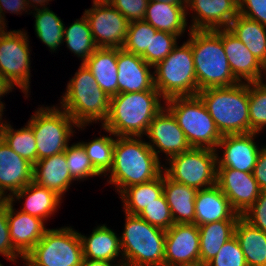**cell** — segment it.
<instances>
[{
  "mask_svg": "<svg viewBox=\"0 0 266 266\" xmlns=\"http://www.w3.org/2000/svg\"><path fill=\"white\" fill-rule=\"evenodd\" d=\"M163 168L160 159L141 137L117 136L107 181L121 193L131 185L154 180L163 173Z\"/></svg>",
  "mask_w": 266,
  "mask_h": 266,
  "instance_id": "6da1fadb",
  "label": "cell"
},
{
  "mask_svg": "<svg viewBox=\"0 0 266 266\" xmlns=\"http://www.w3.org/2000/svg\"><path fill=\"white\" fill-rule=\"evenodd\" d=\"M158 90L118 93L111 97L110 109L102 129L117 136L142 137L147 133L153 118L165 106H161Z\"/></svg>",
  "mask_w": 266,
  "mask_h": 266,
  "instance_id": "7a4b0ae2",
  "label": "cell"
},
{
  "mask_svg": "<svg viewBox=\"0 0 266 266\" xmlns=\"http://www.w3.org/2000/svg\"><path fill=\"white\" fill-rule=\"evenodd\" d=\"M197 94L207 88L230 87L240 83L233 75L222 44V29L189 30Z\"/></svg>",
  "mask_w": 266,
  "mask_h": 266,
  "instance_id": "3957f363",
  "label": "cell"
},
{
  "mask_svg": "<svg viewBox=\"0 0 266 266\" xmlns=\"http://www.w3.org/2000/svg\"><path fill=\"white\" fill-rule=\"evenodd\" d=\"M74 75L61 96L60 108L73 118L80 129L94 121L103 125L109 114L111 97L100 88L84 63Z\"/></svg>",
  "mask_w": 266,
  "mask_h": 266,
  "instance_id": "277c9868",
  "label": "cell"
},
{
  "mask_svg": "<svg viewBox=\"0 0 266 266\" xmlns=\"http://www.w3.org/2000/svg\"><path fill=\"white\" fill-rule=\"evenodd\" d=\"M197 95L222 136L250 133L249 83L207 88Z\"/></svg>",
  "mask_w": 266,
  "mask_h": 266,
  "instance_id": "5b68a950",
  "label": "cell"
},
{
  "mask_svg": "<svg viewBox=\"0 0 266 266\" xmlns=\"http://www.w3.org/2000/svg\"><path fill=\"white\" fill-rule=\"evenodd\" d=\"M120 238L124 266H164L166 231L152 226L138 215L125 213Z\"/></svg>",
  "mask_w": 266,
  "mask_h": 266,
  "instance_id": "8992f818",
  "label": "cell"
},
{
  "mask_svg": "<svg viewBox=\"0 0 266 266\" xmlns=\"http://www.w3.org/2000/svg\"><path fill=\"white\" fill-rule=\"evenodd\" d=\"M176 118L192 148H207L217 151L222 135L198 95L173 97L164 105Z\"/></svg>",
  "mask_w": 266,
  "mask_h": 266,
  "instance_id": "52a82bcc",
  "label": "cell"
},
{
  "mask_svg": "<svg viewBox=\"0 0 266 266\" xmlns=\"http://www.w3.org/2000/svg\"><path fill=\"white\" fill-rule=\"evenodd\" d=\"M154 87L163 101L197 95V77L191 45L186 41L154 67Z\"/></svg>",
  "mask_w": 266,
  "mask_h": 266,
  "instance_id": "ba28073f",
  "label": "cell"
},
{
  "mask_svg": "<svg viewBox=\"0 0 266 266\" xmlns=\"http://www.w3.org/2000/svg\"><path fill=\"white\" fill-rule=\"evenodd\" d=\"M82 260L80 233L71 227L47 229L23 259L26 266H80Z\"/></svg>",
  "mask_w": 266,
  "mask_h": 266,
  "instance_id": "9c48e42d",
  "label": "cell"
},
{
  "mask_svg": "<svg viewBox=\"0 0 266 266\" xmlns=\"http://www.w3.org/2000/svg\"><path fill=\"white\" fill-rule=\"evenodd\" d=\"M27 123L37 143V161L64 152L73 128L78 127L65 110L56 106L38 108Z\"/></svg>",
  "mask_w": 266,
  "mask_h": 266,
  "instance_id": "30bf717a",
  "label": "cell"
},
{
  "mask_svg": "<svg viewBox=\"0 0 266 266\" xmlns=\"http://www.w3.org/2000/svg\"><path fill=\"white\" fill-rule=\"evenodd\" d=\"M217 151L207 148H191L168 159L169 167L163 172L173 181L196 190L217 183Z\"/></svg>",
  "mask_w": 266,
  "mask_h": 266,
  "instance_id": "8fae6325",
  "label": "cell"
},
{
  "mask_svg": "<svg viewBox=\"0 0 266 266\" xmlns=\"http://www.w3.org/2000/svg\"><path fill=\"white\" fill-rule=\"evenodd\" d=\"M29 39L26 31L0 32V73L28 95L30 84Z\"/></svg>",
  "mask_w": 266,
  "mask_h": 266,
  "instance_id": "7c38bea8",
  "label": "cell"
},
{
  "mask_svg": "<svg viewBox=\"0 0 266 266\" xmlns=\"http://www.w3.org/2000/svg\"><path fill=\"white\" fill-rule=\"evenodd\" d=\"M93 40L97 47L122 48L128 32L129 21L107 0H93L85 9Z\"/></svg>",
  "mask_w": 266,
  "mask_h": 266,
  "instance_id": "4fadbf2b",
  "label": "cell"
},
{
  "mask_svg": "<svg viewBox=\"0 0 266 266\" xmlns=\"http://www.w3.org/2000/svg\"><path fill=\"white\" fill-rule=\"evenodd\" d=\"M145 135L150 139L151 142L147 143L158 158L160 151L165 153L168 160L192 148L176 118L166 107L153 118Z\"/></svg>",
  "mask_w": 266,
  "mask_h": 266,
  "instance_id": "5bb4252c",
  "label": "cell"
},
{
  "mask_svg": "<svg viewBox=\"0 0 266 266\" xmlns=\"http://www.w3.org/2000/svg\"><path fill=\"white\" fill-rule=\"evenodd\" d=\"M200 264L199 227L174 224L166 230L164 266Z\"/></svg>",
  "mask_w": 266,
  "mask_h": 266,
  "instance_id": "9a60e30c",
  "label": "cell"
},
{
  "mask_svg": "<svg viewBox=\"0 0 266 266\" xmlns=\"http://www.w3.org/2000/svg\"><path fill=\"white\" fill-rule=\"evenodd\" d=\"M232 208L243 215L256 201L261 189L253 173L232 168H217V183Z\"/></svg>",
  "mask_w": 266,
  "mask_h": 266,
  "instance_id": "2e32d148",
  "label": "cell"
},
{
  "mask_svg": "<svg viewBox=\"0 0 266 266\" xmlns=\"http://www.w3.org/2000/svg\"><path fill=\"white\" fill-rule=\"evenodd\" d=\"M259 133L223 135L217 148L223 147V156H217V168H232L252 173L261 148L254 137Z\"/></svg>",
  "mask_w": 266,
  "mask_h": 266,
  "instance_id": "e0dca14e",
  "label": "cell"
},
{
  "mask_svg": "<svg viewBox=\"0 0 266 266\" xmlns=\"http://www.w3.org/2000/svg\"><path fill=\"white\" fill-rule=\"evenodd\" d=\"M239 0H188L186 11L191 9L192 24L189 30H217L228 28L231 21L239 14ZM189 7V8H188Z\"/></svg>",
  "mask_w": 266,
  "mask_h": 266,
  "instance_id": "ac0fdd59",
  "label": "cell"
},
{
  "mask_svg": "<svg viewBox=\"0 0 266 266\" xmlns=\"http://www.w3.org/2000/svg\"><path fill=\"white\" fill-rule=\"evenodd\" d=\"M32 181L33 165L15 153L0 137V195L5 200L10 199Z\"/></svg>",
  "mask_w": 266,
  "mask_h": 266,
  "instance_id": "d6986e66",
  "label": "cell"
},
{
  "mask_svg": "<svg viewBox=\"0 0 266 266\" xmlns=\"http://www.w3.org/2000/svg\"><path fill=\"white\" fill-rule=\"evenodd\" d=\"M222 44L234 77L242 83L262 81L265 66L228 29H222Z\"/></svg>",
  "mask_w": 266,
  "mask_h": 266,
  "instance_id": "ffe728a7",
  "label": "cell"
},
{
  "mask_svg": "<svg viewBox=\"0 0 266 266\" xmlns=\"http://www.w3.org/2000/svg\"><path fill=\"white\" fill-rule=\"evenodd\" d=\"M118 93L142 92L157 90L154 87V74L140 55L118 48Z\"/></svg>",
  "mask_w": 266,
  "mask_h": 266,
  "instance_id": "44dd1931",
  "label": "cell"
},
{
  "mask_svg": "<svg viewBox=\"0 0 266 266\" xmlns=\"http://www.w3.org/2000/svg\"><path fill=\"white\" fill-rule=\"evenodd\" d=\"M14 202L7 199V218L14 249L24 258L44 236V221L21 211H14Z\"/></svg>",
  "mask_w": 266,
  "mask_h": 266,
  "instance_id": "7402d4cb",
  "label": "cell"
},
{
  "mask_svg": "<svg viewBox=\"0 0 266 266\" xmlns=\"http://www.w3.org/2000/svg\"><path fill=\"white\" fill-rule=\"evenodd\" d=\"M240 216L217 184L197 191L195 196L197 226L222 220H238Z\"/></svg>",
  "mask_w": 266,
  "mask_h": 266,
  "instance_id": "603a6c76",
  "label": "cell"
},
{
  "mask_svg": "<svg viewBox=\"0 0 266 266\" xmlns=\"http://www.w3.org/2000/svg\"><path fill=\"white\" fill-rule=\"evenodd\" d=\"M75 181L68 170L65 152L38 160L33 165V182L45 187L61 198Z\"/></svg>",
  "mask_w": 266,
  "mask_h": 266,
  "instance_id": "cb8c5ba5",
  "label": "cell"
},
{
  "mask_svg": "<svg viewBox=\"0 0 266 266\" xmlns=\"http://www.w3.org/2000/svg\"><path fill=\"white\" fill-rule=\"evenodd\" d=\"M198 190L170 179L163 172V194L174 224H195V196Z\"/></svg>",
  "mask_w": 266,
  "mask_h": 266,
  "instance_id": "d4e9b609",
  "label": "cell"
},
{
  "mask_svg": "<svg viewBox=\"0 0 266 266\" xmlns=\"http://www.w3.org/2000/svg\"><path fill=\"white\" fill-rule=\"evenodd\" d=\"M118 48L98 47L84 62L100 88L110 97L118 94Z\"/></svg>",
  "mask_w": 266,
  "mask_h": 266,
  "instance_id": "484cf974",
  "label": "cell"
},
{
  "mask_svg": "<svg viewBox=\"0 0 266 266\" xmlns=\"http://www.w3.org/2000/svg\"><path fill=\"white\" fill-rule=\"evenodd\" d=\"M186 5H174L167 2L149 1L144 21L158 31L182 36L186 30Z\"/></svg>",
  "mask_w": 266,
  "mask_h": 266,
  "instance_id": "4316f807",
  "label": "cell"
},
{
  "mask_svg": "<svg viewBox=\"0 0 266 266\" xmlns=\"http://www.w3.org/2000/svg\"><path fill=\"white\" fill-rule=\"evenodd\" d=\"M25 198L24 207L20 210L31 216L47 220L62 203L61 197L55 192L31 182L23 189L16 192L9 200Z\"/></svg>",
  "mask_w": 266,
  "mask_h": 266,
  "instance_id": "83f0119b",
  "label": "cell"
},
{
  "mask_svg": "<svg viewBox=\"0 0 266 266\" xmlns=\"http://www.w3.org/2000/svg\"><path fill=\"white\" fill-rule=\"evenodd\" d=\"M80 238L85 259L113 262L119 255L123 256L120 238L105 224L93 229L88 237L80 233Z\"/></svg>",
  "mask_w": 266,
  "mask_h": 266,
  "instance_id": "f1b7e54d",
  "label": "cell"
},
{
  "mask_svg": "<svg viewBox=\"0 0 266 266\" xmlns=\"http://www.w3.org/2000/svg\"><path fill=\"white\" fill-rule=\"evenodd\" d=\"M234 235L244 253L247 266H266V233L240 216Z\"/></svg>",
  "mask_w": 266,
  "mask_h": 266,
  "instance_id": "f546056e",
  "label": "cell"
},
{
  "mask_svg": "<svg viewBox=\"0 0 266 266\" xmlns=\"http://www.w3.org/2000/svg\"><path fill=\"white\" fill-rule=\"evenodd\" d=\"M238 220H222L199 227L200 265L216 256L222 245L234 236Z\"/></svg>",
  "mask_w": 266,
  "mask_h": 266,
  "instance_id": "4dcf8cb0",
  "label": "cell"
},
{
  "mask_svg": "<svg viewBox=\"0 0 266 266\" xmlns=\"http://www.w3.org/2000/svg\"><path fill=\"white\" fill-rule=\"evenodd\" d=\"M228 29L266 66V26L238 14Z\"/></svg>",
  "mask_w": 266,
  "mask_h": 266,
  "instance_id": "1f68e13d",
  "label": "cell"
},
{
  "mask_svg": "<svg viewBox=\"0 0 266 266\" xmlns=\"http://www.w3.org/2000/svg\"><path fill=\"white\" fill-rule=\"evenodd\" d=\"M163 194V173L152 181L131 185L121 193L125 213L139 215Z\"/></svg>",
  "mask_w": 266,
  "mask_h": 266,
  "instance_id": "d6a6232c",
  "label": "cell"
},
{
  "mask_svg": "<svg viewBox=\"0 0 266 266\" xmlns=\"http://www.w3.org/2000/svg\"><path fill=\"white\" fill-rule=\"evenodd\" d=\"M64 26L63 42L84 63L98 48L93 40L92 32L87 17L76 19L68 28Z\"/></svg>",
  "mask_w": 266,
  "mask_h": 266,
  "instance_id": "836d02e7",
  "label": "cell"
},
{
  "mask_svg": "<svg viewBox=\"0 0 266 266\" xmlns=\"http://www.w3.org/2000/svg\"><path fill=\"white\" fill-rule=\"evenodd\" d=\"M35 11L34 27L37 37L54 52L63 43L65 25L48 7L38 8Z\"/></svg>",
  "mask_w": 266,
  "mask_h": 266,
  "instance_id": "e575fe53",
  "label": "cell"
},
{
  "mask_svg": "<svg viewBox=\"0 0 266 266\" xmlns=\"http://www.w3.org/2000/svg\"><path fill=\"white\" fill-rule=\"evenodd\" d=\"M4 122L0 137L15 153L34 165L37 162V143L32 127L27 123L25 127L14 130Z\"/></svg>",
  "mask_w": 266,
  "mask_h": 266,
  "instance_id": "d590c367",
  "label": "cell"
},
{
  "mask_svg": "<svg viewBox=\"0 0 266 266\" xmlns=\"http://www.w3.org/2000/svg\"><path fill=\"white\" fill-rule=\"evenodd\" d=\"M156 32L157 30L144 20L129 22L122 49L140 55L150 65L151 35Z\"/></svg>",
  "mask_w": 266,
  "mask_h": 266,
  "instance_id": "8d00e7d4",
  "label": "cell"
},
{
  "mask_svg": "<svg viewBox=\"0 0 266 266\" xmlns=\"http://www.w3.org/2000/svg\"><path fill=\"white\" fill-rule=\"evenodd\" d=\"M115 140L116 138L114 139L107 135L97 137L90 142H79L83 146L93 167L101 175L107 176V172L112 168Z\"/></svg>",
  "mask_w": 266,
  "mask_h": 266,
  "instance_id": "74e56055",
  "label": "cell"
},
{
  "mask_svg": "<svg viewBox=\"0 0 266 266\" xmlns=\"http://www.w3.org/2000/svg\"><path fill=\"white\" fill-rule=\"evenodd\" d=\"M249 83L250 133H259L266 127V83Z\"/></svg>",
  "mask_w": 266,
  "mask_h": 266,
  "instance_id": "f35d334b",
  "label": "cell"
},
{
  "mask_svg": "<svg viewBox=\"0 0 266 266\" xmlns=\"http://www.w3.org/2000/svg\"><path fill=\"white\" fill-rule=\"evenodd\" d=\"M65 157L68 170L74 180H83L88 177L101 176V174L93 167L89 157L87 156L83 146L78 142L68 145Z\"/></svg>",
  "mask_w": 266,
  "mask_h": 266,
  "instance_id": "ab89813d",
  "label": "cell"
},
{
  "mask_svg": "<svg viewBox=\"0 0 266 266\" xmlns=\"http://www.w3.org/2000/svg\"><path fill=\"white\" fill-rule=\"evenodd\" d=\"M138 216L152 226L165 231L169 230L174 225L170 207L166 202L164 194L146 206Z\"/></svg>",
  "mask_w": 266,
  "mask_h": 266,
  "instance_id": "60d3db41",
  "label": "cell"
},
{
  "mask_svg": "<svg viewBox=\"0 0 266 266\" xmlns=\"http://www.w3.org/2000/svg\"><path fill=\"white\" fill-rule=\"evenodd\" d=\"M205 266H247L244 253L235 235L225 242Z\"/></svg>",
  "mask_w": 266,
  "mask_h": 266,
  "instance_id": "b9f144b4",
  "label": "cell"
},
{
  "mask_svg": "<svg viewBox=\"0 0 266 266\" xmlns=\"http://www.w3.org/2000/svg\"><path fill=\"white\" fill-rule=\"evenodd\" d=\"M178 37V35L158 30L155 35H151L150 65L152 67L161 62L172 52L178 45Z\"/></svg>",
  "mask_w": 266,
  "mask_h": 266,
  "instance_id": "7bdbcfd3",
  "label": "cell"
},
{
  "mask_svg": "<svg viewBox=\"0 0 266 266\" xmlns=\"http://www.w3.org/2000/svg\"><path fill=\"white\" fill-rule=\"evenodd\" d=\"M0 254L13 262H16L18 257H21V260L24 259L14 249L10 238L7 218V200L0 204Z\"/></svg>",
  "mask_w": 266,
  "mask_h": 266,
  "instance_id": "ee69618b",
  "label": "cell"
},
{
  "mask_svg": "<svg viewBox=\"0 0 266 266\" xmlns=\"http://www.w3.org/2000/svg\"><path fill=\"white\" fill-rule=\"evenodd\" d=\"M118 9L129 22L144 20L149 0H107Z\"/></svg>",
  "mask_w": 266,
  "mask_h": 266,
  "instance_id": "f6af8a7d",
  "label": "cell"
},
{
  "mask_svg": "<svg viewBox=\"0 0 266 266\" xmlns=\"http://www.w3.org/2000/svg\"><path fill=\"white\" fill-rule=\"evenodd\" d=\"M241 216L266 233V191H261L254 204Z\"/></svg>",
  "mask_w": 266,
  "mask_h": 266,
  "instance_id": "bcb514c9",
  "label": "cell"
},
{
  "mask_svg": "<svg viewBox=\"0 0 266 266\" xmlns=\"http://www.w3.org/2000/svg\"><path fill=\"white\" fill-rule=\"evenodd\" d=\"M238 13L266 26V0H239Z\"/></svg>",
  "mask_w": 266,
  "mask_h": 266,
  "instance_id": "7dc6e473",
  "label": "cell"
},
{
  "mask_svg": "<svg viewBox=\"0 0 266 266\" xmlns=\"http://www.w3.org/2000/svg\"><path fill=\"white\" fill-rule=\"evenodd\" d=\"M252 173L261 191H266V146L261 148Z\"/></svg>",
  "mask_w": 266,
  "mask_h": 266,
  "instance_id": "c3c4849f",
  "label": "cell"
},
{
  "mask_svg": "<svg viewBox=\"0 0 266 266\" xmlns=\"http://www.w3.org/2000/svg\"><path fill=\"white\" fill-rule=\"evenodd\" d=\"M27 8L29 9L26 0H0V14L4 22L5 10L18 15L22 13V10L25 11Z\"/></svg>",
  "mask_w": 266,
  "mask_h": 266,
  "instance_id": "681fc988",
  "label": "cell"
},
{
  "mask_svg": "<svg viewBox=\"0 0 266 266\" xmlns=\"http://www.w3.org/2000/svg\"><path fill=\"white\" fill-rule=\"evenodd\" d=\"M114 262H109V261H99V260H91V259H85L83 258L82 263L80 266H124L123 263L118 264H112Z\"/></svg>",
  "mask_w": 266,
  "mask_h": 266,
  "instance_id": "f907efd6",
  "label": "cell"
},
{
  "mask_svg": "<svg viewBox=\"0 0 266 266\" xmlns=\"http://www.w3.org/2000/svg\"><path fill=\"white\" fill-rule=\"evenodd\" d=\"M12 84L0 73V98L3 97V95H6L13 90ZM0 104L4 106V103L1 102L0 99Z\"/></svg>",
  "mask_w": 266,
  "mask_h": 266,
  "instance_id": "816d5d0a",
  "label": "cell"
},
{
  "mask_svg": "<svg viewBox=\"0 0 266 266\" xmlns=\"http://www.w3.org/2000/svg\"><path fill=\"white\" fill-rule=\"evenodd\" d=\"M32 1V2H31ZM50 0H26V2H27V5H28V7L30 8V6L32 5V6H34V10H36V9H38L37 7L38 6H40V9H41V6H43L42 8H47V4H48V2H49ZM31 3V4H30ZM36 4V6H35V4ZM30 4V5H29ZM34 4V5H33ZM38 4H40V5H38ZM46 4V5H45ZM38 5V6H37Z\"/></svg>",
  "mask_w": 266,
  "mask_h": 266,
  "instance_id": "f5cc1de1",
  "label": "cell"
},
{
  "mask_svg": "<svg viewBox=\"0 0 266 266\" xmlns=\"http://www.w3.org/2000/svg\"><path fill=\"white\" fill-rule=\"evenodd\" d=\"M149 1H157V2H167L174 5H186L185 0H149Z\"/></svg>",
  "mask_w": 266,
  "mask_h": 266,
  "instance_id": "db71d44e",
  "label": "cell"
},
{
  "mask_svg": "<svg viewBox=\"0 0 266 266\" xmlns=\"http://www.w3.org/2000/svg\"><path fill=\"white\" fill-rule=\"evenodd\" d=\"M4 109H5V107L0 104V133H1V130L3 129V126H4V123H3V120H2V114L4 112L3 111Z\"/></svg>",
  "mask_w": 266,
  "mask_h": 266,
  "instance_id": "11a10c76",
  "label": "cell"
},
{
  "mask_svg": "<svg viewBox=\"0 0 266 266\" xmlns=\"http://www.w3.org/2000/svg\"><path fill=\"white\" fill-rule=\"evenodd\" d=\"M6 23L3 21L2 17H1V14H0V32L6 30Z\"/></svg>",
  "mask_w": 266,
  "mask_h": 266,
  "instance_id": "9f6ffc18",
  "label": "cell"
},
{
  "mask_svg": "<svg viewBox=\"0 0 266 266\" xmlns=\"http://www.w3.org/2000/svg\"><path fill=\"white\" fill-rule=\"evenodd\" d=\"M179 266H203V265L195 264V265H179Z\"/></svg>",
  "mask_w": 266,
  "mask_h": 266,
  "instance_id": "6f0895ef",
  "label": "cell"
},
{
  "mask_svg": "<svg viewBox=\"0 0 266 266\" xmlns=\"http://www.w3.org/2000/svg\"><path fill=\"white\" fill-rule=\"evenodd\" d=\"M5 201V199L0 195V204L2 203V202H4Z\"/></svg>",
  "mask_w": 266,
  "mask_h": 266,
  "instance_id": "680465c9",
  "label": "cell"
}]
</instances>
